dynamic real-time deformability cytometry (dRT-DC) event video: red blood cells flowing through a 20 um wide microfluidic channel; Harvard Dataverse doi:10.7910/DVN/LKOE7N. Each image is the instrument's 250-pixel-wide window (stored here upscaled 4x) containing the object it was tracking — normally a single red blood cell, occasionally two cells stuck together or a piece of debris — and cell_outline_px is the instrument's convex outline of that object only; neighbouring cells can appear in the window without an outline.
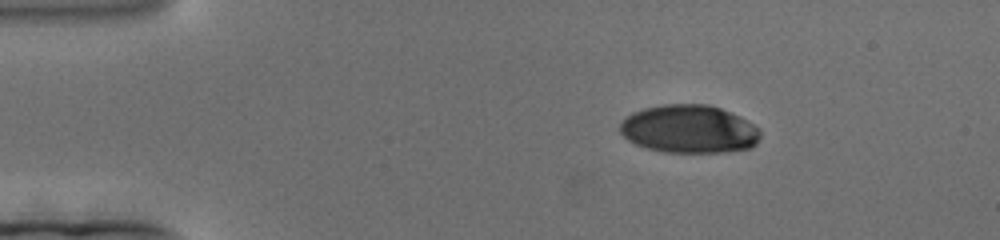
{"species": "human", "species_latin": "Homo sapiens", "temperature_condition": "cold", "stored_images_in_passage": 159, "camera_frame_rate_fps": 3000, "um_per_image_px": 0.085, "donor": {"sex": "female"}, "frame": {"image": 1, "passage_image": 1, "time_ms": 0.0, "image_size_px": [1000, 240], "cell_outline_px": [[760, 136], [756, 144], [752, 148], [724, 152], [664, 152], [648, 148], [636, 144], [628, 140], [620, 132], [620, 124], [632, 112], [644, 108], [664, 104], [708, 104], [720, 108], [740, 116], [760, 128]], "centroid_in_image_um": [58.6, 10.97], "position_along_channel_um": 26.4, "area_um2": 39.42}}
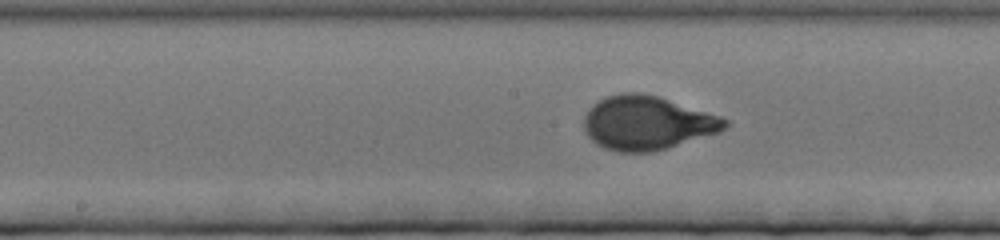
{"frame": {"image": 2, "passage_image": 67, "time_ms": 22.0, "image_size_px": [1000, 240], "cell_outline_px": [[728, 124], [720, 132], [652, 152], [616, 152], [604, 148], [596, 144], [588, 136], [584, 128], [584, 116], [588, 108], [592, 104], [608, 96], [620, 92], [640, 92], [656, 96], [720, 116], [728, 120]], "centroid_in_image_um": [54.96, 10.45], "position_along_channel_um": 193.2, "area_um2": 44.04}}
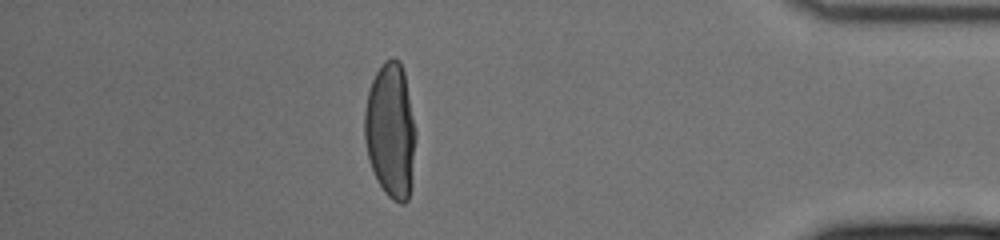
{"frame": {"image": 3, "passage_image": 135, "time_ms": 44.667, "image_size_px": [1000, 240], "cell_outline_px": [[416, 136], [412, 184], [408, 200], [404, 204], [400, 204], [392, 200], [384, 192], [376, 180], [368, 156], [364, 140], [364, 112], [368, 92], [372, 80], [376, 72], [384, 60], [392, 56], [400, 60], [404, 72], [416, 132]], "centroid_in_image_um": [33.2, 11.12], "position_along_channel_um": 402.0, "area_um2": 40.75}}